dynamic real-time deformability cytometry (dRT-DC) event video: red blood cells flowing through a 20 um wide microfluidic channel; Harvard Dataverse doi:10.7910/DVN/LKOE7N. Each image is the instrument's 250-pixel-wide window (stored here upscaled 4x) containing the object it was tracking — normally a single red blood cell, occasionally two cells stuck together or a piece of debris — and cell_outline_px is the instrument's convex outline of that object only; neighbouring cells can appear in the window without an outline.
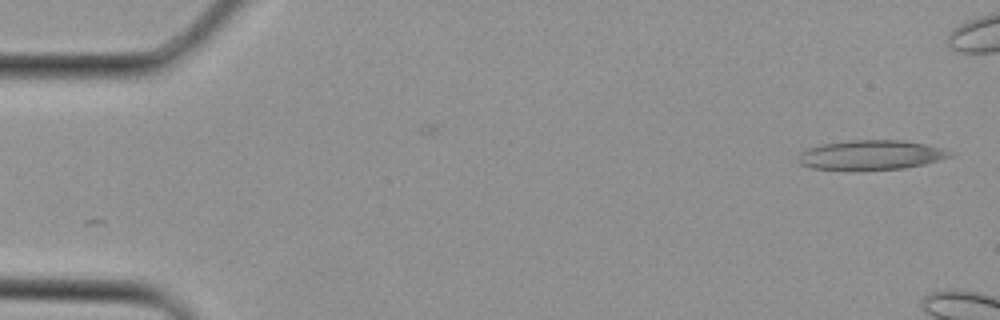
{"species": "Egyptian fruit bat (a non-hibernating species)", "species_latin": "Rousettus aegyptiacus", "temperature_condition": "cold", "stored_images_in_passage": 2, "camera_frame_rate_fps": 3000, "um_per_image_px": 0.085, "animal": {"sex": "female"}, "frame": {"image": 1, "passage_image": 2, "time_ms": 0.333, "image_size_px": [1000, 320], "cell_outline_px": [[952, 156], [924, 164], [904, 168], [812, 168], [800, 164], [796, 160], [796, 156], [800, 152], [808, 148], [820, 144], [852, 140], [904, 140], [944, 148]], "centroid_in_image_um": [73.99, 13.14], "position_along_channel_um": 11.0, "area_um2": 25.49}}